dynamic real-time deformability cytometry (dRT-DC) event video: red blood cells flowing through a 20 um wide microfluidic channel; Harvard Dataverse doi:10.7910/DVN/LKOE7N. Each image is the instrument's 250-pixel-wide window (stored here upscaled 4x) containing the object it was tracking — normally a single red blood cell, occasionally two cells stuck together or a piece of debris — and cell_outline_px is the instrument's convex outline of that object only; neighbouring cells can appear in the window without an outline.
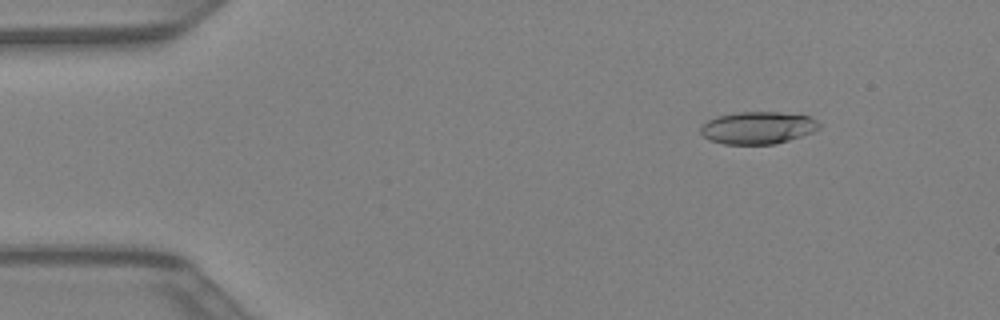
{"species": "Egyptian fruit bat (a non-hibernating species)", "species_latin": "Rousettus aegyptiacus", "temperature_condition": "warm", "stored_images_in_passage": 43, "camera_frame_rate_fps": 3000, "um_per_image_px": 0.085, "animal": {"sex": "female"}, "frame": {"image": 1, "passage_image": 6, "time_ms": 1.667, "image_size_px": [1000, 320], "cell_outline_px": [[820, 128], [812, 132], [776, 144], [724, 144], [708, 140], [700, 132], [700, 128], [708, 120], [716, 116], [736, 112], [780, 112], [812, 116], [820, 124]], "centroid_in_image_um": [64.41, 10.85], "position_along_channel_um": 20.6, "area_um2": 22.43}}
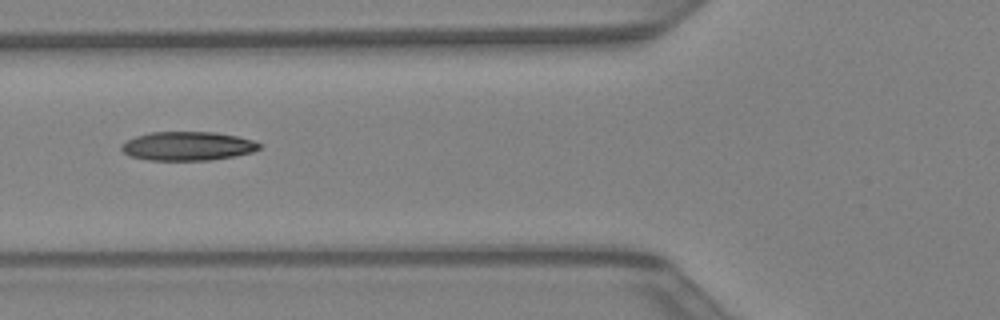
{"frame": {"image": 2, "passage_image": 17, "time_ms": 5.333, "image_size_px": [1000, 320], "cell_outline_px": [[260, 148], [252, 152], [212, 160], [148, 160], [132, 156], [124, 152], [120, 148], [120, 144], [136, 136], [148, 132], [216, 132], [236, 136], [252, 140], [260, 144]], "centroid_in_image_um": [15.92, 12.41], "position_along_channel_um": 109.9, "area_um2": 23.06}}
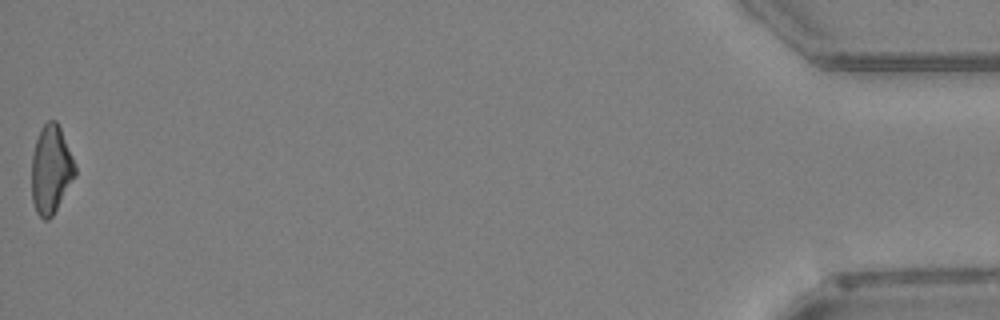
{"frame": {"image": 3, "passage_image": 43, "time_ms": 14.0, "image_size_px": [1000, 320], "cell_outline_px": [[76, 176], [52, 216], [48, 220], [44, 220], [36, 212], [32, 200], [32, 152], [40, 128], [48, 120], [56, 120], [60, 128], [76, 164]], "centroid_in_image_um": [4.33, 14.41], "position_along_channel_um": 430.9, "area_um2": 22.43}}